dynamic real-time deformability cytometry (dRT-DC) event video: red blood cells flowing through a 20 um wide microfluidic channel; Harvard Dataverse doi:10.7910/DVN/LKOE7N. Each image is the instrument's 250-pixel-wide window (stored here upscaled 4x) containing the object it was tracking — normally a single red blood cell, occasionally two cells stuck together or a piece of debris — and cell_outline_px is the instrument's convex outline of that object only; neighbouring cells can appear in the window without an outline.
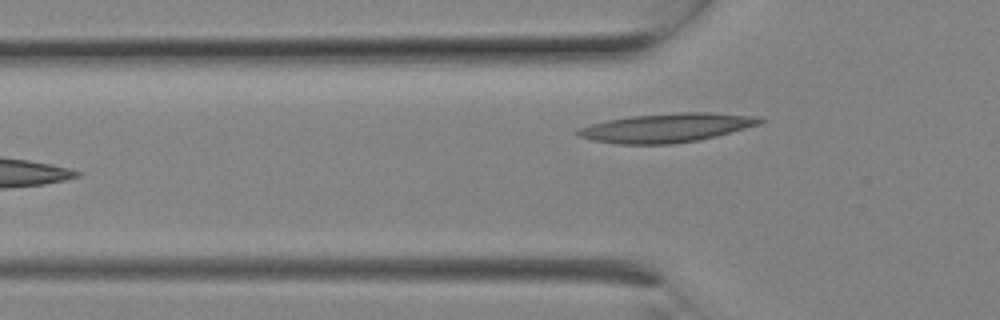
{"species": "Egyptian fruit bat (a non-hibernating species)", "species_latin": "Rousettus aegyptiacus", "temperature_condition": "room temperature", "stored_images_in_passage": 7, "camera_frame_rate_fps": 3000, "um_per_image_px": 0.085, "animal": {"sex": "female"}, "frame": {"image": 1, "passage_image": 7, "time_ms": 2.0, "image_size_px": [1000, 320], "cell_outline_px": [[768, 120], [760, 124], [716, 136], [696, 140], [672, 144], [616, 144], [592, 140], [580, 136], [572, 132], [576, 128], [608, 120], [632, 116], [680, 112], [712, 112], [760, 116]], "centroid_in_image_um": [56.69, 10.85], "position_along_channel_um": 69.1, "area_um2": 30.87}}